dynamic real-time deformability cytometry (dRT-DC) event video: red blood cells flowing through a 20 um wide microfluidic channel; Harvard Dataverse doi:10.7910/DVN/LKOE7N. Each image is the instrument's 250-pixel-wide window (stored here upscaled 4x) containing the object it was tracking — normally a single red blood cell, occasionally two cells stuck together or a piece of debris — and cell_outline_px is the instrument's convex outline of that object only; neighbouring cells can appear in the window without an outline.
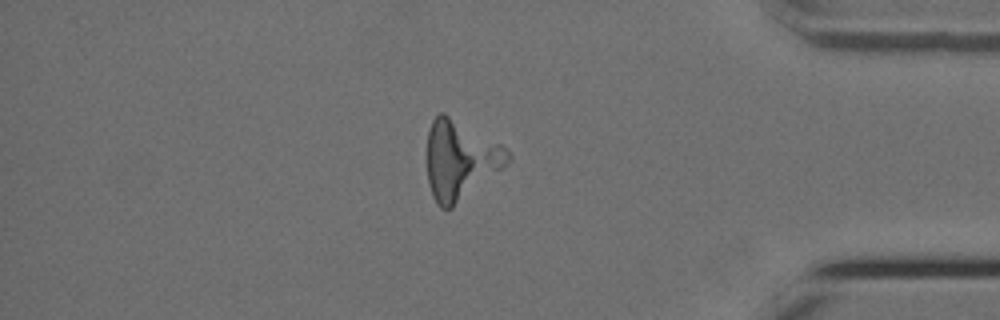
{"species": "Egyptian fruit bat (a non-hibernating species)", "species_latin": "Rousettus aegyptiacus", "temperature_condition": "cold", "stored_images_in_passage": 51, "camera_frame_rate_fps": 3000, "um_per_image_px": 0.085, "animal": {"sex": "female"}, "frame": {"image": 1, "passage_image": 44, "time_ms": 14.333, "image_size_px": [1000, 320], "cell_outline_px": [[512, 160], [504, 168], [452, 208], [440, 208], [436, 204], [432, 196], [428, 184], [428, 132], [432, 120], [440, 112], [444, 112], [500, 144], [512, 156]], "centroid_in_image_um": [39.12, 13.61], "position_along_channel_um": 396.1, "area_um2": 36.99}}